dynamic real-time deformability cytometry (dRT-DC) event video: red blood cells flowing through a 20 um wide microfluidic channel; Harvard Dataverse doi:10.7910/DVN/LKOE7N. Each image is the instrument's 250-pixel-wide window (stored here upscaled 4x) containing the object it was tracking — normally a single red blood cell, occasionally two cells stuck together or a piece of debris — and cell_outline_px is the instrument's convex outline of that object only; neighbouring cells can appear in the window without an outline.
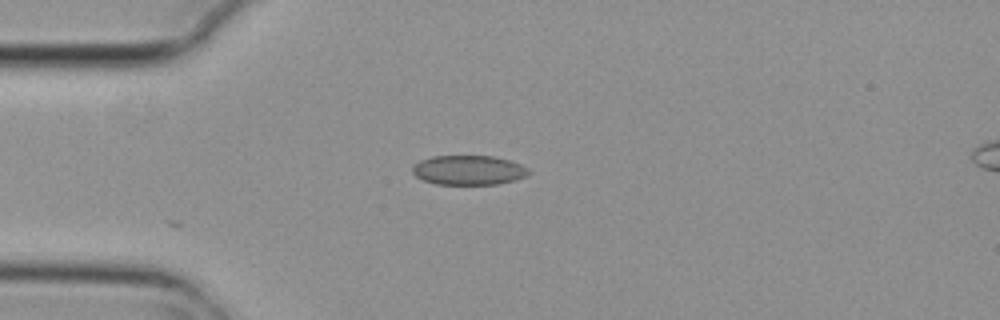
{"species": "common noctule bat (a hibernating species)", "species_latin": "Nyctalus noctula", "temperature_condition": "cold", "stored_images_in_passage": 4, "camera_frame_rate_fps": 3000, "um_per_image_px": 0.085, "animal": {"sex": "female", "body_mass_g": 29.2, "forearm_length_mm": 56.3}, "frame": {"image": 1, "passage_image": 4, "time_ms": 1.0, "image_size_px": [1000, 320], "cell_outline_px": [[532, 172], [516, 180], [496, 184], [436, 184], [424, 180], [416, 176], [412, 172], [412, 168], [420, 160], [432, 156], [492, 156], [508, 160], [520, 164], [528, 168]], "centroid_in_image_um": [39.84, 14.46], "position_along_channel_um": 45.2, "area_um2": 19.88}}